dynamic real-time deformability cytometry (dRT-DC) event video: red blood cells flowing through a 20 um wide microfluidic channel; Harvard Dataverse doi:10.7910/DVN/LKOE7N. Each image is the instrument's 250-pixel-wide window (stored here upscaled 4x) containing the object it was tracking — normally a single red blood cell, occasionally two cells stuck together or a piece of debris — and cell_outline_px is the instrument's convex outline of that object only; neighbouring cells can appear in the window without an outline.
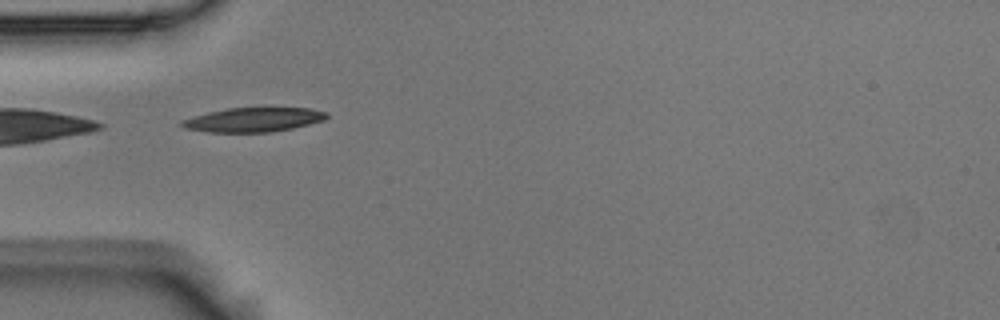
{"species": "Egyptian fruit bat (a non-hibernating species)", "species_latin": "Rousettus aegyptiacus", "temperature_condition": "room temperature", "stored_images_in_passage": 5, "camera_frame_rate_fps": 3000, "um_per_image_px": 0.085, "animal": {"sex": "male"}, "frame": {"image": 1, "passage_image": 5, "time_ms": 1.333, "image_size_px": [1000, 320], "cell_outline_px": [[328, 116], [324, 120], [292, 128], [268, 132], [208, 132], [184, 128], [180, 124], [184, 120], [208, 112], [228, 108], [308, 108], [328, 112]], "centroid_in_image_um": [21.56, 10.17], "position_along_channel_um": 63.4, "area_um2": 20.17}}